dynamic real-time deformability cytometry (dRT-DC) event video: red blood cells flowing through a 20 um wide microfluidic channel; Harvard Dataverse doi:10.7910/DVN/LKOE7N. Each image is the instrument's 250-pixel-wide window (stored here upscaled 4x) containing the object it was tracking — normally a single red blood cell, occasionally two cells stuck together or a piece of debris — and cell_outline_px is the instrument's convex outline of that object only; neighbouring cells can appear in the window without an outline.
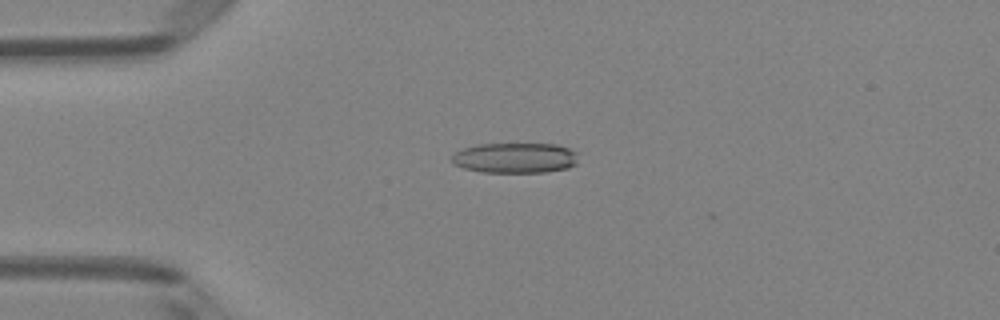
{"species": "Egyptian fruit bat (a non-hibernating species)", "species_latin": "Rousettus aegyptiacus", "temperature_condition": "room temperature", "stored_images_in_passage": 50, "camera_frame_rate_fps": 3000, "um_per_image_px": 0.085, "animal": {"sex": "female"}, "frame": {"image": 1, "passage_image": 12, "time_ms": 3.667, "image_size_px": [1000, 320], "cell_outline_px": [[576, 164], [568, 168], [544, 172], [480, 172], [464, 168], [452, 164], [452, 156], [456, 152], [464, 148], [476, 144], [556, 144], [568, 148], [576, 152]], "centroid_in_image_um": [43.76, 13.42], "position_along_channel_um": 41.2, "area_um2": 22.31}}
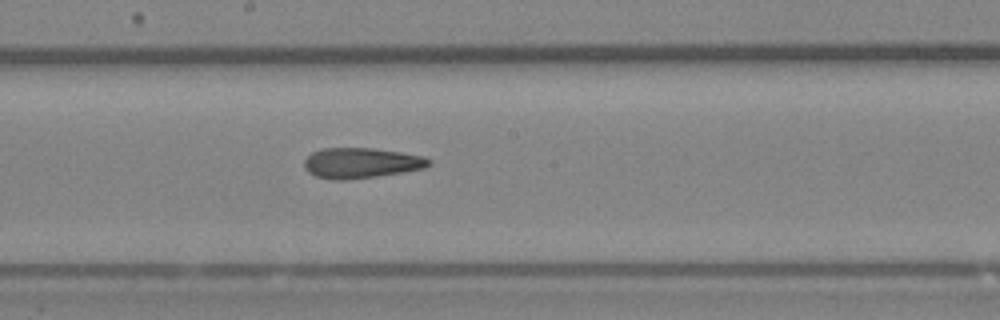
{"frame": {"image": 2, "passage_image": 27, "time_ms": 8.667, "image_size_px": [1000, 320], "cell_outline_px": [[432, 164], [424, 168], [404, 172], [348, 180], [332, 180], [316, 176], [308, 172], [304, 168], [304, 160], [312, 152], [320, 148], [372, 148], [400, 152], [424, 156], [432, 160]], "centroid_in_image_um": [30.7, 13.85], "position_along_channel_um": 217.5, "area_um2": 22.25}}
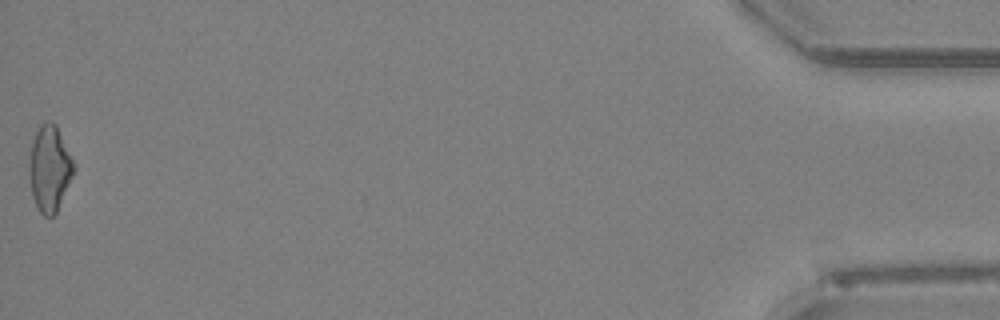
{"frame": {"image": 3, "passage_image": 50, "time_ms": 16.333, "image_size_px": [1000, 320], "cell_outline_px": [[76, 168], [56, 212], [52, 216], [44, 216], [40, 212], [32, 196], [28, 172], [28, 164], [32, 140], [40, 124], [44, 120], [52, 120], [56, 124], [76, 164]], "centroid_in_image_um": [4.21, 14.26], "position_along_channel_um": 431.0, "area_um2": 22.6}, "authors_computed_cell_mechanics": {"area_um2": 22.253, "velocity_mm_per_s": 4.0573, "shape_relaxation_time_tau1_ms": null, "shape_relaxation_time_tau2_ms": 3.7087, "deformation_change_tau1": null, "deformation_change_tau2": 0.1504}}